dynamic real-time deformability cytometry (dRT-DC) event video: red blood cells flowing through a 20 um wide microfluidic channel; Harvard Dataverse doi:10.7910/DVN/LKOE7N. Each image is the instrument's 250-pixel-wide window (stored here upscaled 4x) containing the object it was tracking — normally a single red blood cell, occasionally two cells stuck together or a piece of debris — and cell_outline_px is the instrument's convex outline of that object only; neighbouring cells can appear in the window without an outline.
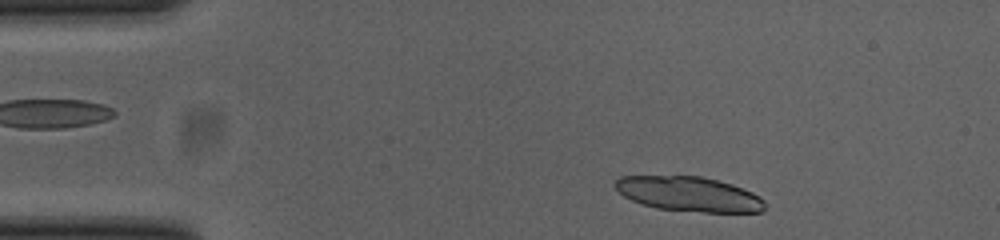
{"species": "common noctule bat (a hibernating species)", "species_latin": "Nyctalus noctula", "temperature_condition": "cold", "stored_images_in_passage": 17, "camera_frame_rate_fps": 3000, "um_per_image_px": 0.085, "animal": {"sex": "female", "body_mass_g": 23.0, "forearm_length_mm": 53.4}, "frame": {"image": 1, "passage_image": 3, "time_ms": 0.667, "image_size_px": [1000, 240], "cell_outline_px": [[764, 212], [704, 212], [656, 208], [632, 200], [624, 196], [612, 184], [620, 176], [700, 176], [732, 184], [752, 192], [760, 196], [764, 200]], "centroid_in_image_um": [58.57, 16.49], "position_along_channel_um": 26.4, "area_um2": 30.17}}